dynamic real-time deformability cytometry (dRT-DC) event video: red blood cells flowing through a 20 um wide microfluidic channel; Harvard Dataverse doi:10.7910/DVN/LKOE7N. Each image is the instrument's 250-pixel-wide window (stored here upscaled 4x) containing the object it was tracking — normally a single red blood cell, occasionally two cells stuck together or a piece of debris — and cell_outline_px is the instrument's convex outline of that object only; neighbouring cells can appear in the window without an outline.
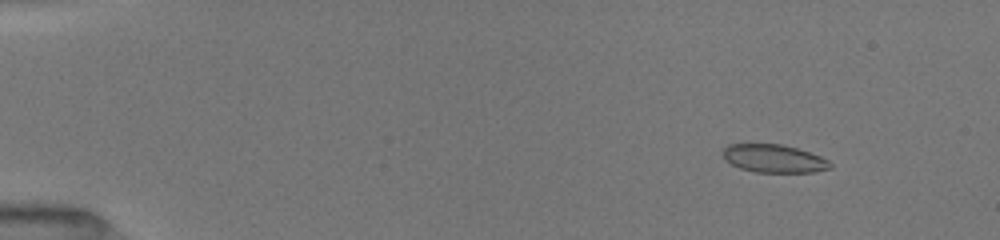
{"species": "common noctule bat (a hibernating species)", "species_latin": "Nyctalus noctula", "temperature_condition": "room temperature", "stored_images_in_passage": 37, "camera_frame_rate_fps": 3000, "um_per_image_px": 0.085, "animal": {"sex": "female", "body_mass_g": 19.5, "forearm_length_mm": 54.1}, "frame": {"image": 1, "passage_image": 7, "time_ms": 2.0, "image_size_px": [1000, 240], "cell_outline_px": [[832, 168], [812, 172], [756, 172], [740, 168], [724, 160], [720, 152], [728, 144], [780, 144], [796, 148], [820, 156], [828, 160], [832, 164]], "centroid_in_image_um": [65.74, 13.47], "position_along_channel_um": 19.3, "area_um2": 17.57}}
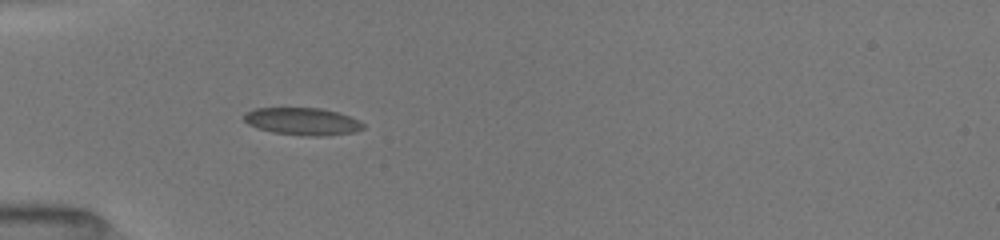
{"frame": {"image": 2, "passage_image": 28, "time_ms": 5.667, "image_size_px": [1000, 240], "cell_outline_px": [[364, 128], [356, 132], [324, 136], [308, 136], [272, 132], [256, 128], [248, 124], [240, 116], [244, 112], [256, 108], [320, 108], [336, 112], [360, 120], [364, 124]], "centroid_in_image_um": [25.68, 10.32], "position_along_channel_um": 59.3, "area_um2": 19.19}}
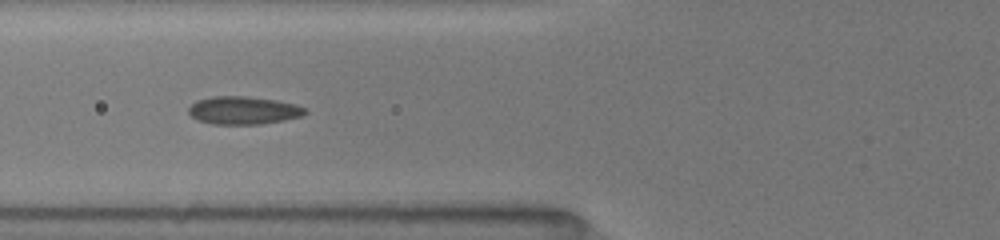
{"frame": {"image": 3, "passage_image": 36, "time_ms": 7.0, "image_size_px": [1000, 240], "cell_outline_px": [[308, 112], [300, 116], [284, 120], [260, 124], [212, 124], [196, 120], [188, 112], [188, 108], [196, 100], [212, 96], [248, 96], [276, 100], [296, 104], [308, 108]], "centroid_in_image_um": [20.69, 9.37], "position_along_channel_um": 105.1, "area_um2": 19.13}}